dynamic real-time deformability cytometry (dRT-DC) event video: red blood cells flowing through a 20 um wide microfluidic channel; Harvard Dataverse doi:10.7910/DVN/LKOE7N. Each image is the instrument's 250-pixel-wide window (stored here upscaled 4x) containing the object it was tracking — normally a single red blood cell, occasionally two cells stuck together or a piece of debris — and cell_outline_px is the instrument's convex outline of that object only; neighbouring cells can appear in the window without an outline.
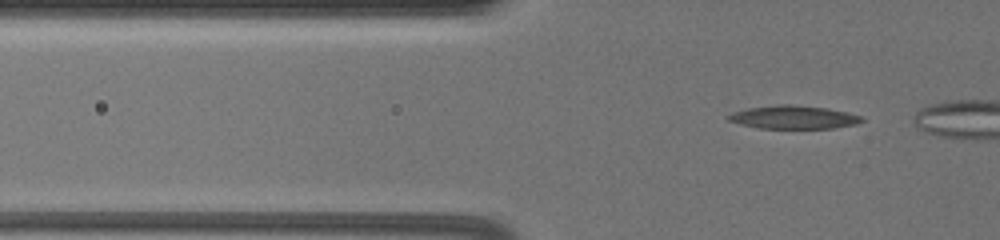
{"species": "common noctule bat (a hibernating species)", "species_latin": "Nyctalus noctula", "temperature_condition": "warm", "stored_images_in_passage": 28, "camera_frame_rate_fps": 3000, "um_per_image_px": 0.085, "animal": {"sex": "female", "body_mass_g": 19.5, "forearm_length_mm": 54.1}, "frame": {"image": 1, "passage_image": 11, "time_ms": 3.333, "image_size_px": [1000, 240], "cell_outline_px": [[864, 120], [856, 124], [832, 128], [760, 128], [740, 124], [728, 120], [728, 116], [732, 112], [748, 108], [776, 104], [788, 104], [824, 108], [844, 112], [860, 116]], "centroid_in_image_um": [67.4, 9.96], "position_along_channel_um": 58.4, "area_um2": 17.74}}
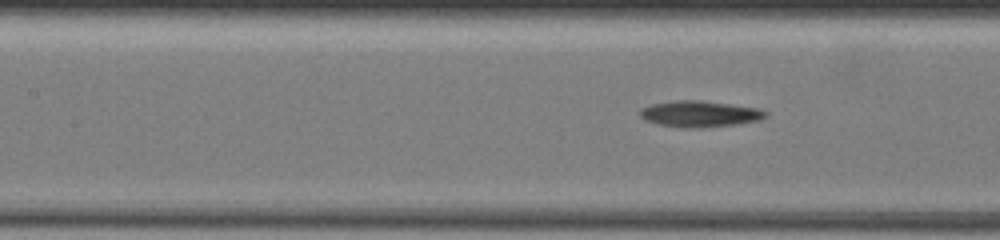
{"frame": {"image": 2, "passage_image": 21, "time_ms": 6.667, "image_size_px": [1000, 240], "cell_outline_px": [[768, 116], [760, 120], [736, 124], [704, 128], [684, 128], [660, 124], [644, 120], [640, 116], [640, 108], [652, 104], [676, 100], [700, 100], [756, 108], [768, 112]], "centroid_in_image_um": [59.47, 9.69], "position_along_channel_um": 147.9, "area_um2": 19.13}}
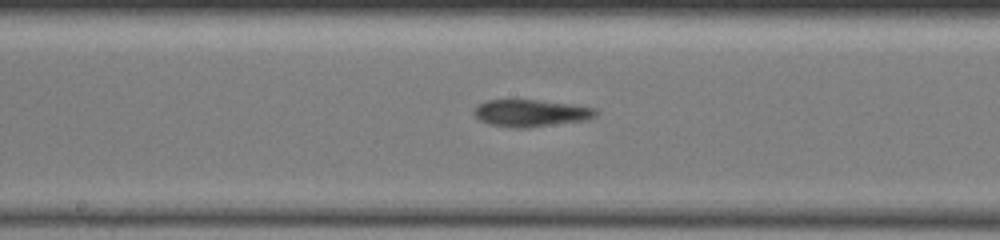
{"frame": {"image": 3, "passage_image": 26, "time_ms": 8.333, "image_size_px": [1000, 240], "cell_outline_px": [[600, 112], [596, 116], [588, 120], [528, 128], [512, 128], [488, 124], [480, 120], [472, 112], [480, 104], [488, 100], [536, 100], [572, 104], [596, 108]], "centroid_in_image_um": [45.18, 9.63], "position_along_channel_um": 203.0, "area_um2": 19.36}}